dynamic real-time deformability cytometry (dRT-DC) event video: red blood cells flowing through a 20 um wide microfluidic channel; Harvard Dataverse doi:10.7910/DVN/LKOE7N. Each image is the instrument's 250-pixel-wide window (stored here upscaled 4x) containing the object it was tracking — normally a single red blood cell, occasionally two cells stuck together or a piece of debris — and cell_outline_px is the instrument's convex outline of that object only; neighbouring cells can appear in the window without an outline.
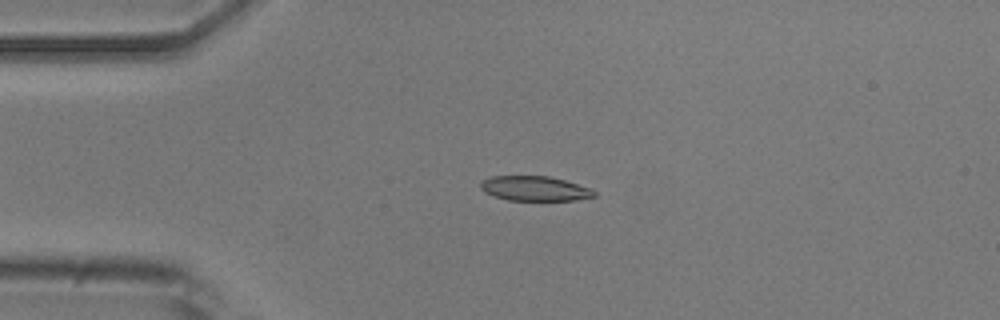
{"species": "common noctule bat (a hibernating species)", "species_latin": "Nyctalus noctula", "temperature_condition": "room temperature", "stored_images_in_passage": 5, "camera_frame_rate_fps": 3000, "um_per_image_px": 0.085, "animal": {"sex": "male", "body_mass_g": 20.5, "forearm_length_mm": 52.5}, "frame": {"image": 1, "passage_image": 4, "time_ms": 1.0, "image_size_px": [1000, 320], "cell_outline_px": [[596, 196], [576, 200], [508, 200], [484, 192], [480, 188], [480, 180], [492, 176], [548, 176], [564, 180], [588, 188], [596, 192]], "centroid_in_image_um": [45.41, 16.02], "position_along_channel_um": 39.6, "area_um2": 16.24}}